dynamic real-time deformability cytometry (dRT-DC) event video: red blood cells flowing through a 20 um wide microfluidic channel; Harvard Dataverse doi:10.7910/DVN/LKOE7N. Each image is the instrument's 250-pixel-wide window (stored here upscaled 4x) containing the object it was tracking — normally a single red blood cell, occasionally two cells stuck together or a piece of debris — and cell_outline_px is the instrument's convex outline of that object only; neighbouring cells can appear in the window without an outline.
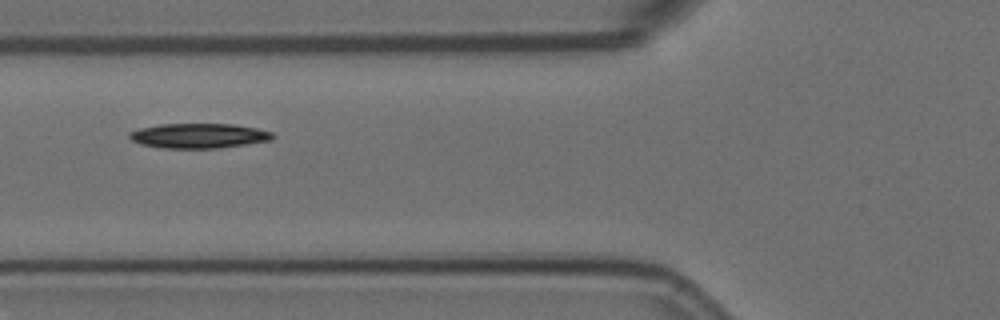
{"species": "Egyptian fruit bat (a non-hibernating species)", "species_latin": "Rousettus aegyptiacus", "temperature_condition": "room temperature", "stored_images_in_passage": 5, "camera_frame_rate_fps": 3000, "um_per_image_px": 0.085, "animal": {"sex": "female"}, "frame": {"image": 1, "passage_image": 3, "time_ms": 0.667, "image_size_px": [1000, 320], "cell_outline_px": [[276, 136], [272, 140], [220, 148], [164, 148], [140, 144], [132, 140], [128, 136], [128, 132], [140, 128], [160, 124], [232, 124], [256, 128], [272, 132]], "centroid_in_image_um": [16.9, 11.54], "position_along_channel_um": 108.9, "area_um2": 20.75}}
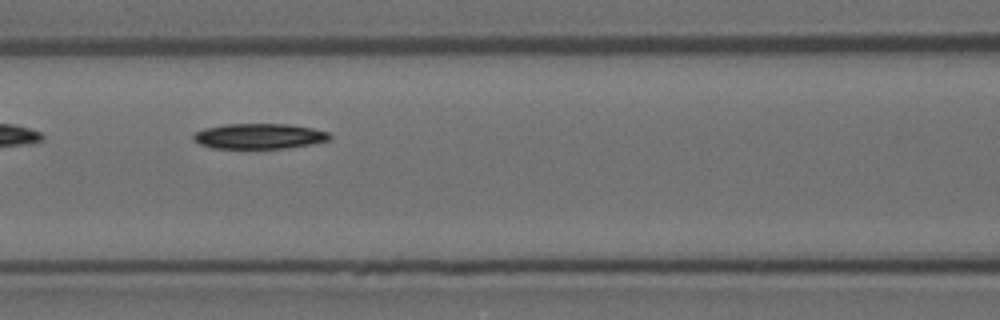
{"frame": {"image": 2, "passage_image": 4, "time_ms": 1.0, "image_size_px": [1000, 320], "cell_outline_px": [[332, 140], [312, 144], [288, 148], [212, 148], [200, 144], [192, 140], [192, 136], [196, 132], [204, 128], [228, 124], [288, 124], [312, 128], [328, 132], [332, 136]], "centroid_in_image_um": [22.06, 11.58], "position_along_channel_um": 144.5, "area_um2": 20.23}}
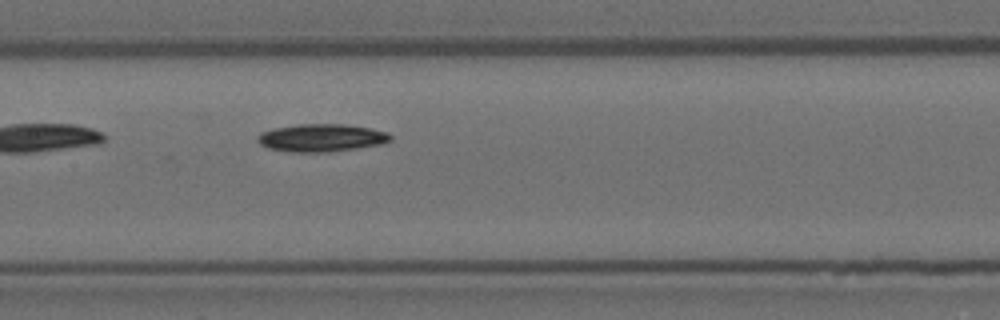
{"frame": {"image": 3, "passage_image": 5, "time_ms": 1.333, "image_size_px": [1000, 320], "cell_outline_px": [[392, 140], [384, 144], [328, 152], [292, 152], [268, 148], [260, 144], [256, 140], [256, 136], [260, 132], [272, 128], [296, 124], [344, 124], [368, 128], [388, 132], [392, 136]], "centroid_in_image_um": [27.3, 11.71], "position_along_channel_um": 180.1, "area_um2": 21.68}}